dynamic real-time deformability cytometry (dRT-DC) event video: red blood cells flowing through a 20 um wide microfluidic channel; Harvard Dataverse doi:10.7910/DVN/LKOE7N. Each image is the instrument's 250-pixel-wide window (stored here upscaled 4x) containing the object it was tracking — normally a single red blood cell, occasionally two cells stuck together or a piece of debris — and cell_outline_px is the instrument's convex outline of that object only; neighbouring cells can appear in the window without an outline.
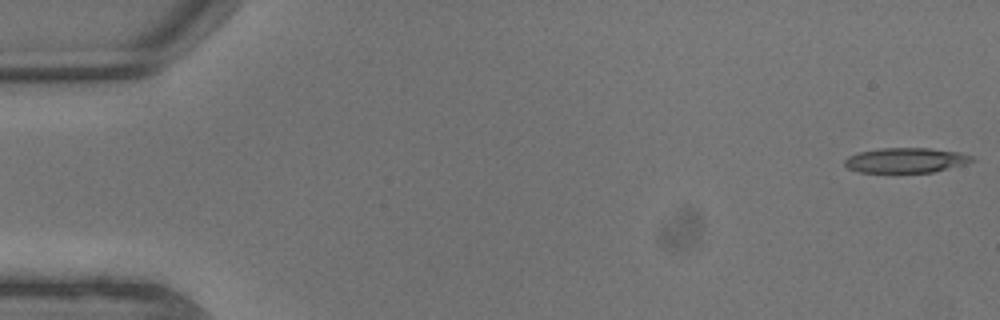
{"species": "common noctule bat (a hibernating species)", "species_latin": "Nyctalus noctula", "temperature_condition": "warm", "stored_images_in_passage": 5, "segment_of_instrument_passage": [1, 2], "camera_frame_rate_fps": 3000, "um_per_image_px": 0.085, "animal": {"sex": "male", "body_mass_g": 13.3}, "frame": {"image": 1, "passage_image": 1, "time_ms": 0.0, "image_size_px": [1000, 320], "cell_outline_px": [[976, 160], [964, 164], [932, 172], [860, 172], [848, 168], [844, 164], [844, 160], [848, 156], [860, 152], [880, 148], [928, 148], [960, 152], [972, 156]], "centroid_in_image_um": [76.99, 13.61], "position_along_channel_um": 8.0, "area_um2": 18.38}}